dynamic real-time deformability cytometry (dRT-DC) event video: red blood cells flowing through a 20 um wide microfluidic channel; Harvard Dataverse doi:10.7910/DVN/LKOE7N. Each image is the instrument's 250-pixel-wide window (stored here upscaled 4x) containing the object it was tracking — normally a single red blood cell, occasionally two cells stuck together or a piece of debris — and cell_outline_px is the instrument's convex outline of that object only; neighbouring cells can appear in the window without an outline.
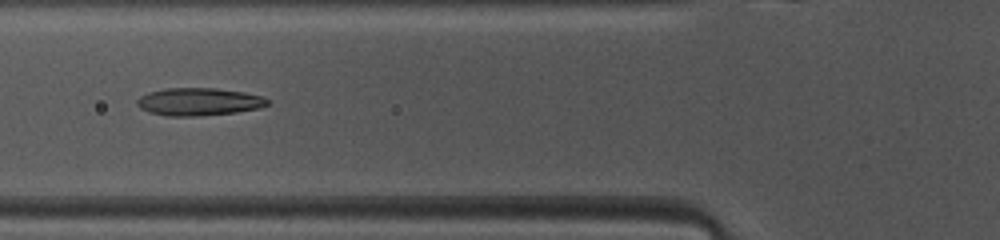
{"species": "common noctule bat (a hibernating species)", "species_latin": "Nyctalus noctula", "temperature_condition": "warm", "stored_images_in_passage": 47, "camera_frame_rate_fps": 3000, "um_per_image_px": 0.085, "animal": {"sex": "female", "body_mass_g": 10.0, "forearm_length_mm": 53.1}, "frame": {"image": 1, "passage_image": 16, "time_ms": 5.0, "image_size_px": [1000, 240], "cell_outline_px": [[268, 104], [260, 108], [236, 112], [196, 116], [168, 116], [148, 112], [140, 108], [136, 104], [136, 100], [140, 96], [148, 92], [164, 88], [216, 88], [244, 92], [264, 96], [268, 100]], "centroid_in_image_um": [16.88, 8.64], "position_along_channel_um": 108.9, "area_um2": 21.15}}
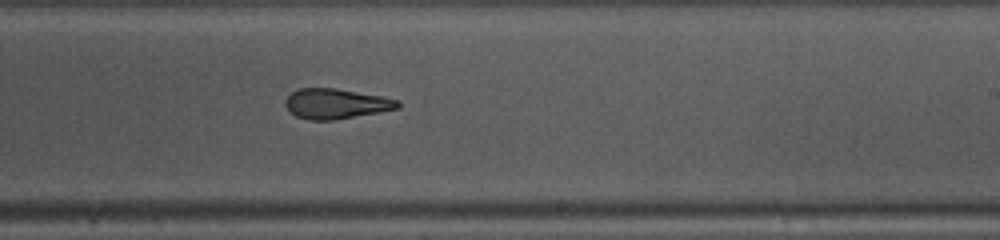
{"frame": {"image": 2, "passage_image": 27, "time_ms": 8.667, "image_size_px": [1000, 240], "cell_outline_px": [[400, 108], [332, 120], [308, 120], [296, 116], [284, 104], [284, 100], [292, 92], [300, 88], [336, 88], [380, 96], [400, 100]], "centroid_in_image_um": [28.55, 8.81], "position_along_channel_um": 260.5, "area_um2": 19.54}}
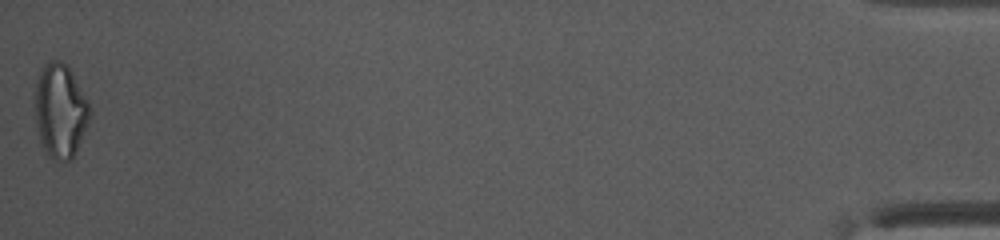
{"frame": {"image": 3, "passage_image": 47, "time_ms": 15.333, "image_size_px": [1000, 240], "cell_outline_px": [[92, 116], [72, 156], [68, 160], [64, 160], [48, 156], [40, 140], [36, 124], [36, 80], [40, 68], [44, 64], [52, 60], [60, 60], [68, 64], [88, 100], [92, 112]], "centroid_in_image_um": [5.14, 9.33], "position_along_channel_um": 430.1, "area_um2": 29.88}, "authors_computed_cell_mechanics": {"area_um2": 21.1548, "velocity_mm_per_s": 4.1215, "shape_relaxation_time_tau1_ms": 4.5378, "shape_relaxation_time_tau2_ms": 2.7821, "deformation_change_tau1": 0.163, "deformation_change_tau2": 0.102}}